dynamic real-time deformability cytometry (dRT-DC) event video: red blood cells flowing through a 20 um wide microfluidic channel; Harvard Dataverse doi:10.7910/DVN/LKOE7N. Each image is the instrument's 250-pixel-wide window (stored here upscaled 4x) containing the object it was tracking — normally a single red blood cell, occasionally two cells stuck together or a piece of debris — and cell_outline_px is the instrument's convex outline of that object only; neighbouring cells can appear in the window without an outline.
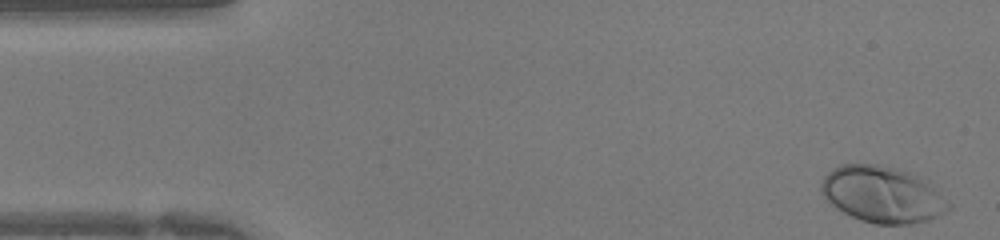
{"species": "human", "species_latin": "Homo sapiens", "temperature_condition": "warm", "stored_images_in_passage": 41, "camera_frame_rate_fps": 3000, "um_per_image_px": 0.085, "donor": {"sex": "female"}, "frame": {"image": 1, "passage_image": 1, "time_ms": 0.0, "image_size_px": [1000, 240], "cell_outline_px": [[952, 208], [928, 220], [912, 224], [876, 224], [860, 220], [844, 212], [832, 204], [820, 192], [820, 184], [824, 176], [832, 168], [840, 164], [880, 164], [896, 168], [908, 172], [924, 180], [952, 204]], "centroid_in_image_um": [74.98, 16.53], "position_along_channel_um": 10.0, "area_um2": 41.62}}
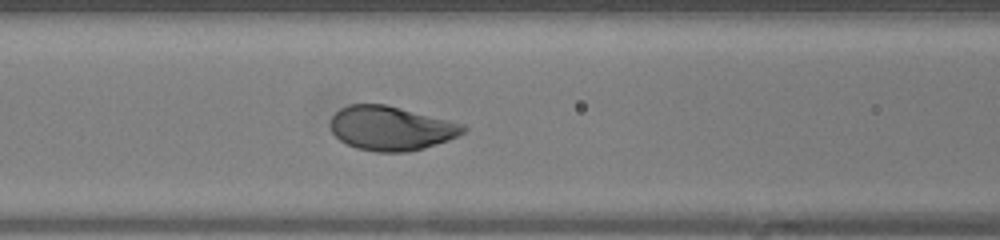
{"frame": {"image": 2, "passage_image": 16, "time_ms": 5.0, "image_size_px": [1000, 240], "cell_outline_px": [[468, 128], [464, 132], [448, 140], [424, 148], [408, 152], [376, 152], [356, 148], [340, 140], [332, 132], [328, 124], [332, 116], [340, 108], [348, 104], [384, 104], [464, 124]], "centroid_in_image_um": [33.2, 10.9], "position_along_channel_um": 133.4, "area_um2": 34.16}}
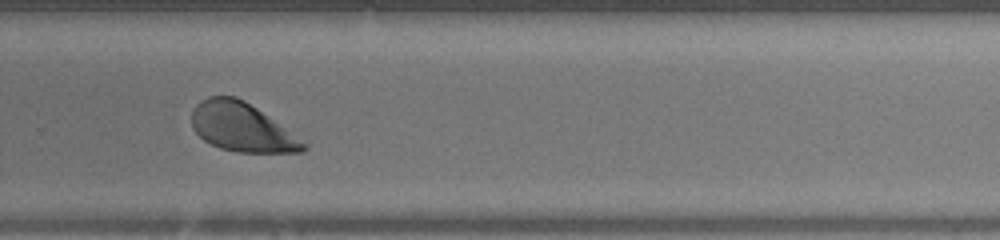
{"frame": {"image": 3, "passage_image": 27, "time_ms": 8.667, "image_size_px": [1000, 240], "cell_outline_px": [[308, 148], [304, 152], [236, 152], [220, 148], [204, 140], [192, 128], [192, 112], [196, 104], [200, 100], [208, 96], [236, 96], [244, 100], [256, 108], [308, 144]], "centroid_in_image_um": [20.54, 10.82], "position_along_channel_um": 309.3, "area_um2": 31.44}}